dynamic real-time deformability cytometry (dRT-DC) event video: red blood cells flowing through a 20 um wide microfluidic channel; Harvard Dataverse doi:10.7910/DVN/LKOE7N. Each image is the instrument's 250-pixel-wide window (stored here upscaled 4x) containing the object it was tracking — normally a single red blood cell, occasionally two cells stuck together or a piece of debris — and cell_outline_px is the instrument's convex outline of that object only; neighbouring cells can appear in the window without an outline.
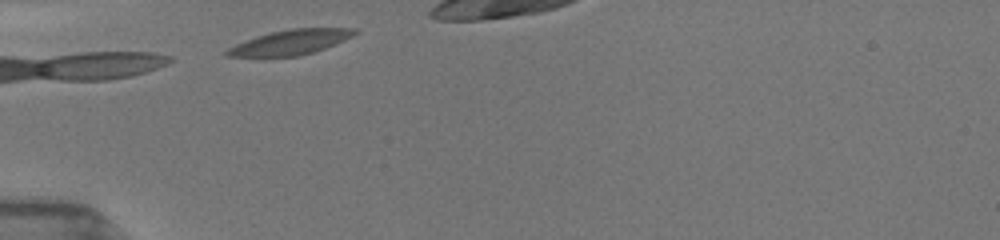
{"species": "common noctule bat (a hibernating species)", "species_latin": "Nyctalus noctula", "temperature_condition": "room temperature", "stored_images_in_passage": 3, "camera_frame_rate_fps": 3000, "um_per_image_px": 0.085, "animal": {"sex": "female", "body_mass_g": 19.5, "forearm_length_mm": 54.1}, "frame": {"image": 1, "passage_image": 1, "time_ms": 0.0, "image_size_px": [1000, 240], "cell_outline_px": [[360, 32], [344, 40], [324, 48], [312, 52], [296, 56], [264, 60], [228, 56], [224, 52], [228, 48], [236, 44], [256, 36], [268, 32], [292, 28], [356, 28]], "centroid_in_image_um": [24.59, 3.63], "position_along_channel_um": 60.4, "area_um2": 19.31}}